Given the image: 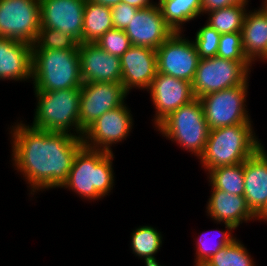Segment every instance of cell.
<instances>
[{"mask_svg":"<svg viewBox=\"0 0 267 266\" xmlns=\"http://www.w3.org/2000/svg\"><path fill=\"white\" fill-rule=\"evenodd\" d=\"M206 263L209 266H256L247 248L238 239L221 248Z\"/></svg>","mask_w":267,"mask_h":266,"instance_id":"cell-27","label":"cell"},{"mask_svg":"<svg viewBox=\"0 0 267 266\" xmlns=\"http://www.w3.org/2000/svg\"><path fill=\"white\" fill-rule=\"evenodd\" d=\"M242 47L251 64L265 55L267 51V7L246 12L242 26ZM259 59V60H257Z\"/></svg>","mask_w":267,"mask_h":266,"instance_id":"cell-21","label":"cell"},{"mask_svg":"<svg viewBox=\"0 0 267 266\" xmlns=\"http://www.w3.org/2000/svg\"><path fill=\"white\" fill-rule=\"evenodd\" d=\"M101 49L116 57H121L132 45L124 30L113 28L96 42Z\"/></svg>","mask_w":267,"mask_h":266,"instance_id":"cell-32","label":"cell"},{"mask_svg":"<svg viewBox=\"0 0 267 266\" xmlns=\"http://www.w3.org/2000/svg\"><path fill=\"white\" fill-rule=\"evenodd\" d=\"M32 79V45L0 37V80Z\"/></svg>","mask_w":267,"mask_h":266,"instance_id":"cell-19","label":"cell"},{"mask_svg":"<svg viewBox=\"0 0 267 266\" xmlns=\"http://www.w3.org/2000/svg\"><path fill=\"white\" fill-rule=\"evenodd\" d=\"M147 91L155 108V128L169 114L195 99L190 82L163 73L156 74Z\"/></svg>","mask_w":267,"mask_h":266,"instance_id":"cell-13","label":"cell"},{"mask_svg":"<svg viewBox=\"0 0 267 266\" xmlns=\"http://www.w3.org/2000/svg\"><path fill=\"white\" fill-rule=\"evenodd\" d=\"M256 220L259 221H267V202L265 204V206L256 214Z\"/></svg>","mask_w":267,"mask_h":266,"instance_id":"cell-37","label":"cell"},{"mask_svg":"<svg viewBox=\"0 0 267 266\" xmlns=\"http://www.w3.org/2000/svg\"><path fill=\"white\" fill-rule=\"evenodd\" d=\"M137 8L120 2L116 6L111 7L113 27L120 30H125L132 18L135 17Z\"/></svg>","mask_w":267,"mask_h":266,"instance_id":"cell-33","label":"cell"},{"mask_svg":"<svg viewBox=\"0 0 267 266\" xmlns=\"http://www.w3.org/2000/svg\"><path fill=\"white\" fill-rule=\"evenodd\" d=\"M247 5L236 4L230 7L216 9L208 14V24L220 34L241 32L244 18L247 12Z\"/></svg>","mask_w":267,"mask_h":266,"instance_id":"cell-26","label":"cell"},{"mask_svg":"<svg viewBox=\"0 0 267 266\" xmlns=\"http://www.w3.org/2000/svg\"><path fill=\"white\" fill-rule=\"evenodd\" d=\"M40 27L39 0H0V37L33 45Z\"/></svg>","mask_w":267,"mask_h":266,"instance_id":"cell-9","label":"cell"},{"mask_svg":"<svg viewBox=\"0 0 267 266\" xmlns=\"http://www.w3.org/2000/svg\"><path fill=\"white\" fill-rule=\"evenodd\" d=\"M209 184L221 191L244 196L243 163L220 166L211 169L208 173Z\"/></svg>","mask_w":267,"mask_h":266,"instance_id":"cell-25","label":"cell"},{"mask_svg":"<svg viewBox=\"0 0 267 266\" xmlns=\"http://www.w3.org/2000/svg\"><path fill=\"white\" fill-rule=\"evenodd\" d=\"M244 197L256 215L267 202V151L262 145L243 162Z\"/></svg>","mask_w":267,"mask_h":266,"instance_id":"cell-20","label":"cell"},{"mask_svg":"<svg viewBox=\"0 0 267 266\" xmlns=\"http://www.w3.org/2000/svg\"><path fill=\"white\" fill-rule=\"evenodd\" d=\"M260 60H261V62H262V60H263V62L267 60V51H266L265 55Z\"/></svg>","mask_w":267,"mask_h":266,"instance_id":"cell-40","label":"cell"},{"mask_svg":"<svg viewBox=\"0 0 267 266\" xmlns=\"http://www.w3.org/2000/svg\"><path fill=\"white\" fill-rule=\"evenodd\" d=\"M217 57L236 62H249L242 47V33L221 34Z\"/></svg>","mask_w":267,"mask_h":266,"instance_id":"cell-31","label":"cell"},{"mask_svg":"<svg viewBox=\"0 0 267 266\" xmlns=\"http://www.w3.org/2000/svg\"><path fill=\"white\" fill-rule=\"evenodd\" d=\"M252 64L220 57L200 59L192 84L195 98L243 85L249 80Z\"/></svg>","mask_w":267,"mask_h":266,"instance_id":"cell-7","label":"cell"},{"mask_svg":"<svg viewBox=\"0 0 267 266\" xmlns=\"http://www.w3.org/2000/svg\"><path fill=\"white\" fill-rule=\"evenodd\" d=\"M122 2L131 5L137 9H144V8H148L154 4H156V2H152V0H122Z\"/></svg>","mask_w":267,"mask_h":266,"instance_id":"cell-35","label":"cell"},{"mask_svg":"<svg viewBox=\"0 0 267 266\" xmlns=\"http://www.w3.org/2000/svg\"><path fill=\"white\" fill-rule=\"evenodd\" d=\"M262 3H263V4H262L261 6H265V7H267V0H264Z\"/></svg>","mask_w":267,"mask_h":266,"instance_id":"cell-41","label":"cell"},{"mask_svg":"<svg viewBox=\"0 0 267 266\" xmlns=\"http://www.w3.org/2000/svg\"><path fill=\"white\" fill-rule=\"evenodd\" d=\"M80 74L83 83H122L120 58L96 43L79 44Z\"/></svg>","mask_w":267,"mask_h":266,"instance_id":"cell-16","label":"cell"},{"mask_svg":"<svg viewBox=\"0 0 267 266\" xmlns=\"http://www.w3.org/2000/svg\"><path fill=\"white\" fill-rule=\"evenodd\" d=\"M41 27L60 30L82 43L86 0H39Z\"/></svg>","mask_w":267,"mask_h":266,"instance_id":"cell-14","label":"cell"},{"mask_svg":"<svg viewBox=\"0 0 267 266\" xmlns=\"http://www.w3.org/2000/svg\"><path fill=\"white\" fill-rule=\"evenodd\" d=\"M157 4L174 32H183V24L202 15V0H159Z\"/></svg>","mask_w":267,"mask_h":266,"instance_id":"cell-22","label":"cell"},{"mask_svg":"<svg viewBox=\"0 0 267 266\" xmlns=\"http://www.w3.org/2000/svg\"><path fill=\"white\" fill-rule=\"evenodd\" d=\"M113 152L82 146L76 153L67 181L61 188L72 190L82 199L98 200L106 197L115 181Z\"/></svg>","mask_w":267,"mask_h":266,"instance_id":"cell-2","label":"cell"},{"mask_svg":"<svg viewBox=\"0 0 267 266\" xmlns=\"http://www.w3.org/2000/svg\"><path fill=\"white\" fill-rule=\"evenodd\" d=\"M128 94L122 83H83L79 107L80 137L105 112L123 105Z\"/></svg>","mask_w":267,"mask_h":266,"instance_id":"cell-12","label":"cell"},{"mask_svg":"<svg viewBox=\"0 0 267 266\" xmlns=\"http://www.w3.org/2000/svg\"><path fill=\"white\" fill-rule=\"evenodd\" d=\"M253 124H237L209 130L208 140L201 156V167L211 169L243 163L261 146Z\"/></svg>","mask_w":267,"mask_h":266,"instance_id":"cell-3","label":"cell"},{"mask_svg":"<svg viewBox=\"0 0 267 266\" xmlns=\"http://www.w3.org/2000/svg\"><path fill=\"white\" fill-rule=\"evenodd\" d=\"M248 87L247 80L243 85L212 92L199 98L209 130L237 124H252L249 111L245 108Z\"/></svg>","mask_w":267,"mask_h":266,"instance_id":"cell-8","label":"cell"},{"mask_svg":"<svg viewBox=\"0 0 267 266\" xmlns=\"http://www.w3.org/2000/svg\"><path fill=\"white\" fill-rule=\"evenodd\" d=\"M193 43L200 59L217 56L221 34L208 24H205L195 33Z\"/></svg>","mask_w":267,"mask_h":266,"instance_id":"cell-30","label":"cell"},{"mask_svg":"<svg viewBox=\"0 0 267 266\" xmlns=\"http://www.w3.org/2000/svg\"><path fill=\"white\" fill-rule=\"evenodd\" d=\"M123 104L105 112L83 132L82 142L91 149L112 151V145L126 140L133 128L131 110Z\"/></svg>","mask_w":267,"mask_h":266,"instance_id":"cell-11","label":"cell"},{"mask_svg":"<svg viewBox=\"0 0 267 266\" xmlns=\"http://www.w3.org/2000/svg\"><path fill=\"white\" fill-rule=\"evenodd\" d=\"M226 230H218V242L206 238L207 233L200 234L196 240L195 262H207L214 254H216L224 246L231 244L237 238L232 234L236 229L233 225L224 223ZM232 231V232H231ZM220 232V233H219ZM209 237V236H208ZM220 238V239H219ZM211 240V241H210ZM212 242V243H211Z\"/></svg>","mask_w":267,"mask_h":266,"instance_id":"cell-28","label":"cell"},{"mask_svg":"<svg viewBox=\"0 0 267 266\" xmlns=\"http://www.w3.org/2000/svg\"><path fill=\"white\" fill-rule=\"evenodd\" d=\"M82 43H95L108 30L113 29L111 7L86 0L84 7Z\"/></svg>","mask_w":267,"mask_h":266,"instance_id":"cell-23","label":"cell"},{"mask_svg":"<svg viewBox=\"0 0 267 266\" xmlns=\"http://www.w3.org/2000/svg\"><path fill=\"white\" fill-rule=\"evenodd\" d=\"M211 186V195L206 204L207 214L215 223H227L238 228L243 222L256 220L244 196L230 194Z\"/></svg>","mask_w":267,"mask_h":266,"instance_id":"cell-18","label":"cell"},{"mask_svg":"<svg viewBox=\"0 0 267 266\" xmlns=\"http://www.w3.org/2000/svg\"><path fill=\"white\" fill-rule=\"evenodd\" d=\"M32 49H79V43L72 36L60 30L40 27Z\"/></svg>","mask_w":267,"mask_h":266,"instance_id":"cell-29","label":"cell"},{"mask_svg":"<svg viewBox=\"0 0 267 266\" xmlns=\"http://www.w3.org/2000/svg\"><path fill=\"white\" fill-rule=\"evenodd\" d=\"M249 0H202V15L210 11L236 4L248 5Z\"/></svg>","mask_w":267,"mask_h":266,"instance_id":"cell-34","label":"cell"},{"mask_svg":"<svg viewBox=\"0 0 267 266\" xmlns=\"http://www.w3.org/2000/svg\"><path fill=\"white\" fill-rule=\"evenodd\" d=\"M23 121L10 127L11 161L29 185V195L61 188L67 181L74 157L84 145L81 137L67 132L34 128Z\"/></svg>","mask_w":267,"mask_h":266,"instance_id":"cell-1","label":"cell"},{"mask_svg":"<svg viewBox=\"0 0 267 266\" xmlns=\"http://www.w3.org/2000/svg\"><path fill=\"white\" fill-rule=\"evenodd\" d=\"M145 266H164V265H160L159 263H151V264H145Z\"/></svg>","mask_w":267,"mask_h":266,"instance_id":"cell-39","label":"cell"},{"mask_svg":"<svg viewBox=\"0 0 267 266\" xmlns=\"http://www.w3.org/2000/svg\"><path fill=\"white\" fill-rule=\"evenodd\" d=\"M88 1H90L92 3L104 5V6H107V7L116 6L117 4L122 2V0H88Z\"/></svg>","mask_w":267,"mask_h":266,"instance_id":"cell-36","label":"cell"},{"mask_svg":"<svg viewBox=\"0 0 267 266\" xmlns=\"http://www.w3.org/2000/svg\"><path fill=\"white\" fill-rule=\"evenodd\" d=\"M34 93L38 102L32 127L46 131L67 132L80 137L81 88L34 91Z\"/></svg>","mask_w":267,"mask_h":266,"instance_id":"cell-5","label":"cell"},{"mask_svg":"<svg viewBox=\"0 0 267 266\" xmlns=\"http://www.w3.org/2000/svg\"><path fill=\"white\" fill-rule=\"evenodd\" d=\"M184 36V37H183ZM157 73L192 82L200 57L192 40L174 32L156 50Z\"/></svg>","mask_w":267,"mask_h":266,"instance_id":"cell-10","label":"cell"},{"mask_svg":"<svg viewBox=\"0 0 267 266\" xmlns=\"http://www.w3.org/2000/svg\"><path fill=\"white\" fill-rule=\"evenodd\" d=\"M163 137L177 143L197 159L204 151L208 140L209 128L199 98L182 105L169 114L157 126Z\"/></svg>","mask_w":267,"mask_h":266,"instance_id":"cell-6","label":"cell"},{"mask_svg":"<svg viewBox=\"0 0 267 266\" xmlns=\"http://www.w3.org/2000/svg\"><path fill=\"white\" fill-rule=\"evenodd\" d=\"M131 45L157 50L174 31L166 24L158 4L138 9L124 30Z\"/></svg>","mask_w":267,"mask_h":266,"instance_id":"cell-15","label":"cell"},{"mask_svg":"<svg viewBox=\"0 0 267 266\" xmlns=\"http://www.w3.org/2000/svg\"><path fill=\"white\" fill-rule=\"evenodd\" d=\"M122 84L129 93L133 88L146 90L157 74V56L153 48L131 46L121 57Z\"/></svg>","mask_w":267,"mask_h":266,"instance_id":"cell-17","label":"cell"},{"mask_svg":"<svg viewBox=\"0 0 267 266\" xmlns=\"http://www.w3.org/2000/svg\"><path fill=\"white\" fill-rule=\"evenodd\" d=\"M34 91L81 88L79 49H32Z\"/></svg>","mask_w":267,"mask_h":266,"instance_id":"cell-4","label":"cell"},{"mask_svg":"<svg viewBox=\"0 0 267 266\" xmlns=\"http://www.w3.org/2000/svg\"><path fill=\"white\" fill-rule=\"evenodd\" d=\"M130 239V248L135 256L142 258L145 264L159 263L155 255L164 241L160 231L149 225L139 226L132 231Z\"/></svg>","mask_w":267,"mask_h":266,"instance_id":"cell-24","label":"cell"},{"mask_svg":"<svg viewBox=\"0 0 267 266\" xmlns=\"http://www.w3.org/2000/svg\"><path fill=\"white\" fill-rule=\"evenodd\" d=\"M194 266H209L206 262H194Z\"/></svg>","mask_w":267,"mask_h":266,"instance_id":"cell-38","label":"cell"}]
</instances>
